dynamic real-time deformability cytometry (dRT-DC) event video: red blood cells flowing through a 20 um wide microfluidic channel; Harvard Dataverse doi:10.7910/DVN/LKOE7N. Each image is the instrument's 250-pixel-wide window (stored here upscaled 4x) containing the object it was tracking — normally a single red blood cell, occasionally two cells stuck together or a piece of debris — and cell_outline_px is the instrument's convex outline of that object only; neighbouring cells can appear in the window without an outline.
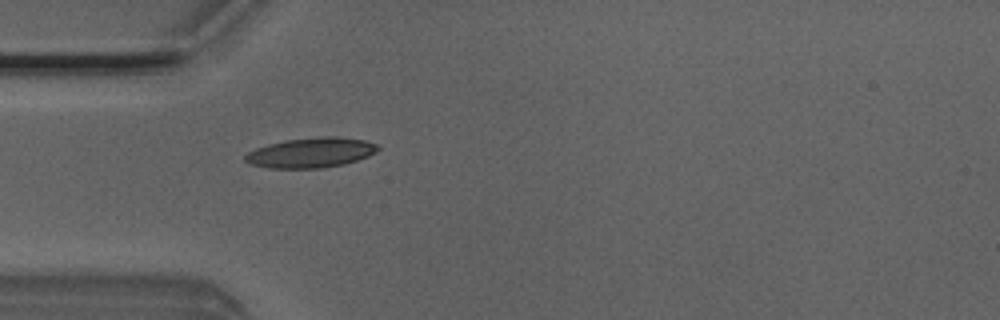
{"species": "Egyptian fruit bat (a non-hibernating species)", "species_latin": "Rousettus aegyptiacus", "temperature_condition": "room temperature", "stored_images_in_passage": 4, "camera_frame_rate_fps": 3000, "um_per_image_px": 0.085, "animal": {"sex": "male"}, "frame": {"image": 1, "passage_image": 4, "time_ms": 1.0, "image_size_px": [1000, 320], "cell_outline_px": [[380, 148], [376, 152], [368, 156], [344, 164], [320, 168], [268, 168], [248, 164], [244, 160], [244, 156], [248, 152], [256, 148], [268, 144], [284, 140], [324, 136], [340, 136], [364, 140], [376, 144]], "centroid_in_image_um": [26.41, 12.97], "position_along_channel_um": 58.6, "area_um2": 23.29}}